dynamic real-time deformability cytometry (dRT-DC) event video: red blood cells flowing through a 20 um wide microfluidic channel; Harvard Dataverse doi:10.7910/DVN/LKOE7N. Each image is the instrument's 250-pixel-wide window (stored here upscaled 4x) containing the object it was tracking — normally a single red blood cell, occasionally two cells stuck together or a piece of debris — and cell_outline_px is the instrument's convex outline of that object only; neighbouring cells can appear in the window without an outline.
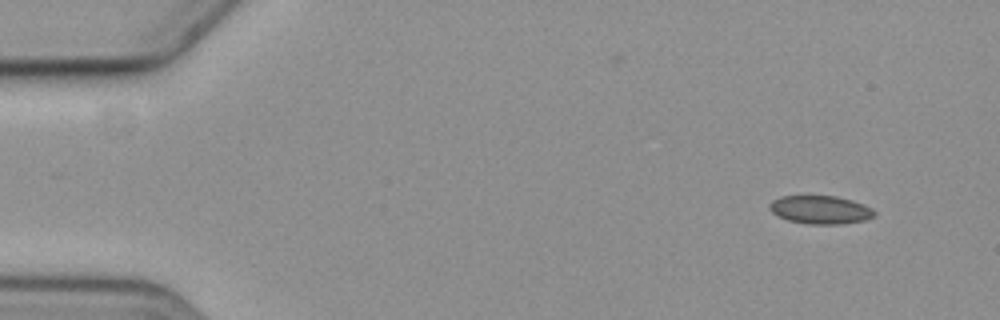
{"species": "common noctule bat (a hibernating species)", "species_latin": "Nyctalus noctula", "temperature_condition": "cold", "stored_images_in_passage": 4, "camera_frame_rate_fps": 3000, "um_per_image_px": 0.085, "animal": {"sex": "female", "body_mass_g": 19.3, "forearm_length_mm": 54.1}, "frame": {"image": 1, "passage_image": 1, "time_ms": 0.0, "image_size_px": [1000, 320], "cell_outline_px": [[876, 216], [864, 220], [840, 224], [808, 224], [788, 220], [772, 212], [768, 208], [768, 204], [772, 200], [780, 196], [836, 196], [852, 200], [872, 208], [876, 212]], "centroid_in_image_um": [69.73, 17.82], "position_along_channel_um": 15.3, "area_um2": 17.28}}
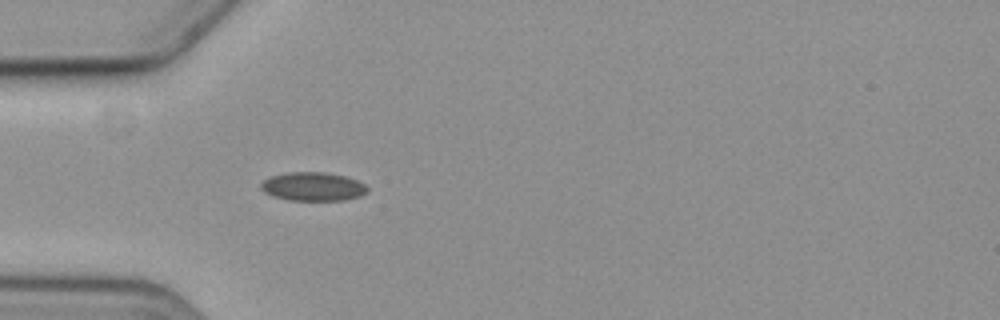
{"frame": {"image": 2, "passage_image": 4, "time_ms": 4.333, "image_size_px": [1000, 320], "cell_outline_px": [[368, 192], [360, 196], [344, 200], [288, 200], [272, 196], [264, 192], [260, 188], [260, 184], [264, 180], [272, 176], [288, 172], [324, 172], [344, 176], [356, 180], [364, 184], [368, 188]], "centroid_in_image_um": [26.59, 15.86], "position_along_channel_um": 58.4, "area_um2": 17.74}}